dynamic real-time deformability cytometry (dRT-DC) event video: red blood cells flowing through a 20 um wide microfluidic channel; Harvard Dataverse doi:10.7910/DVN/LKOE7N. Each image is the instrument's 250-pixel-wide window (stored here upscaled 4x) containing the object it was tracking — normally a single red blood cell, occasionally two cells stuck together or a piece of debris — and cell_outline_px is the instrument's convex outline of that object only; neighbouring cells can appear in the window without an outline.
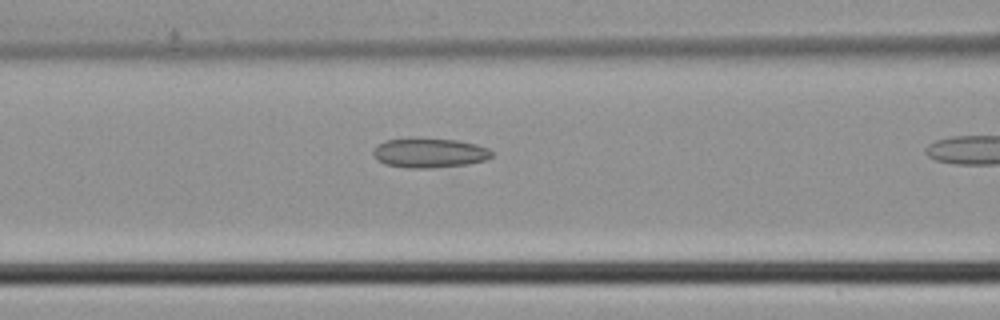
{"species": "common noctule bat (a hibernating species)", "species_latin": "Nyctalus noctula", "temperature_condition": "cold", "stored_images_in_passage": 23, "camera_frame_rate_fps": 3000, "um_per_image_px": 0.085, "animal": {"sex": "male", "body_mass_g": 21.5, "forearm_length_mm": 52.0}, "frame": {"image": 1, "passage_image": 21, "time_ms": 6.667, "image_size_px": [1000, 320], "cell_outline_px": [[492, 156], [484, 160], [468, 164], [432, 168], [408, 168], [384, 164], [376, 160], [372, 152], [376, 144], [384, 140], [416, 136], [456, 140], [476, 144], [488, 148], [492, 152]], "centroid_in_image_um": [36.43, 12.97], "position_along_channel_um": 130.2, "area_um2": 21.04}}